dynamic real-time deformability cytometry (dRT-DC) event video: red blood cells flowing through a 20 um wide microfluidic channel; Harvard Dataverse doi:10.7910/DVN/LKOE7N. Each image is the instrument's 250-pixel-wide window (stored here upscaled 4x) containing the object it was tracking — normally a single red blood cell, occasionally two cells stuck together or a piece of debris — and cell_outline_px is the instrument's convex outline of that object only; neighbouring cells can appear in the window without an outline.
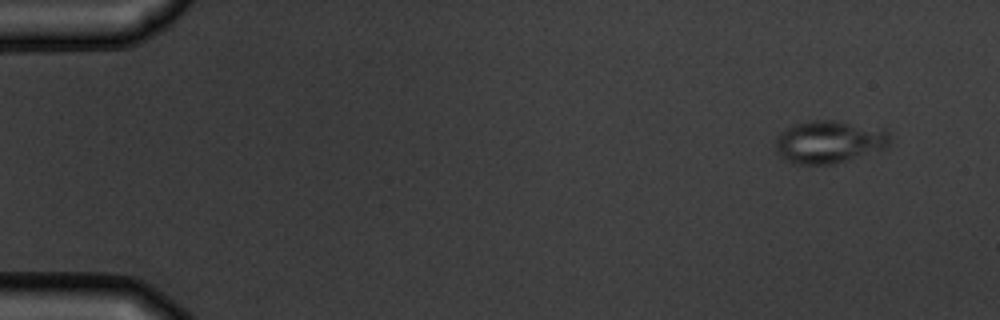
{"species": "common noctule bat (a hibernating species)", "species_latin": "Nyctalus noctula", "temperature_condition": "warm", "stored_images_in_passage": 5, "camera_frame_rate_fps": 3000, "um_per_image_px": 0.085, "animal": {"sex": "male", "body_mass_g": 19.5, "forearm_length_mm": 54.6}, "frame": {"image": 1, "passage_image": 1, "time_ms": 0.0, "image_size_px": [1000, 320], "cell_outline_px": [[888, 144], [884, 148], [832, 164], [796, 164], [780, 156], [776, 152], [776, 136], [780, 132], [796, 124], [812, 120], [836, 120], [888, 132]], "centroid_in_image_um": [70.38, 12.06], "position_along_channel_um": 14.6, "area_um2": 27.51}}